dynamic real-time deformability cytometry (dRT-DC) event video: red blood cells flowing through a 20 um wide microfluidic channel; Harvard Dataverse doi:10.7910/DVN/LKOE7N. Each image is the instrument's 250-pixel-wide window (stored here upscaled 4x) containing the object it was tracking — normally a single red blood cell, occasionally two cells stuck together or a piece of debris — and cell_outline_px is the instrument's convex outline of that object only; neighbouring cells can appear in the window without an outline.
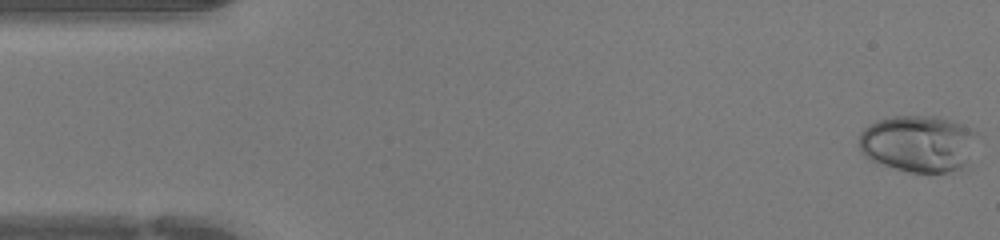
{"species": "human", "species_latin": "Homo sapiens", "temperature_condition": "warm", "stored_images_in_passage": 44, "camera_frame_rate_fps": 3000, "um_per_image_px": 0.085, "donor": {"sex": "female"}, "frame": {"image": 1, "passage_image": 1, "time_ms": 0.0, "image_size_px": [1000, 240], "cell_outline_px": [[976, 132], [968, 168], [948, 172], [908, 172], [872, 160], [864, 156], [860, 152], [860, 132], [868, 124], [876, 120], [892, 116], [940, 116], [952, 120]], "centroid_in_image_um": [78.06, 12.2], "position_along_channel_um": 6.9, "area_um2": 39.3}}
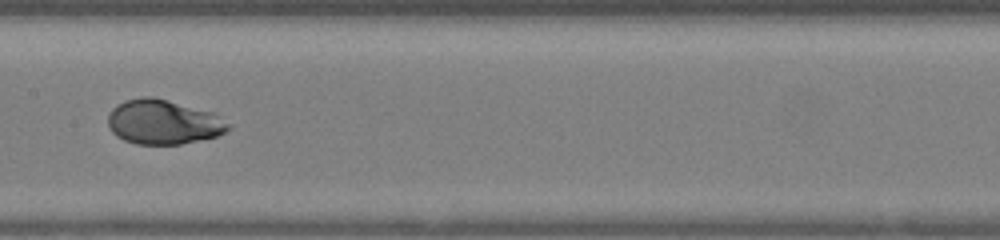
{"frame": {"image": 2, "passage_image": 22, "time_ms": 7.0, "image_size_px": [1000, 240], "cell_outline_px": [[232, 128], [216, 136], [180, 144], [136, 144], [124, 140], [116, 136], [108, 128], [108, 116], [112, 108], [116, 104], [124, 100], [144, 96], [152, 96], [216, 112], [232, 124]], "centroid_in_image_um": [13.9, 10.35], "position_along_channel_um": 193.5, "area_um2": 31.73}}
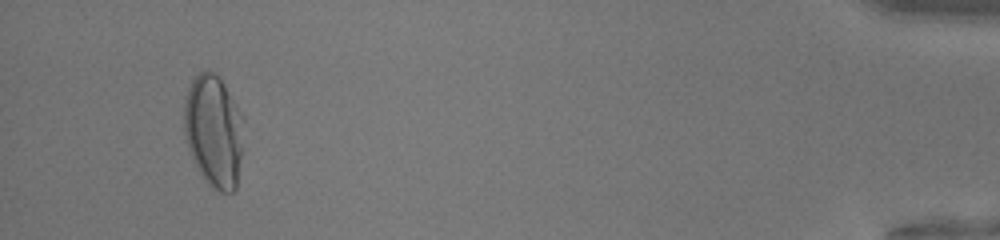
{"frame": {"image": 3, "passage_image": 42, "time_ms": 13.667, "image_size_px": [1000, 240], "cell_outline_px": [[244, 120], [240, 156], [236, 188], [232, 192], [220, 192], [208, 184], [196, 168], [192, 160], [184, 136], [184, 100], [188, 88], [192, 80], [204, 68], [208, 68], [216, 72], [220, 76], [244, 116]], "centroid_in_image_um": [18.15, 11.07], "position_along_channel_um": 417.0, "area_um2": 39.59}}